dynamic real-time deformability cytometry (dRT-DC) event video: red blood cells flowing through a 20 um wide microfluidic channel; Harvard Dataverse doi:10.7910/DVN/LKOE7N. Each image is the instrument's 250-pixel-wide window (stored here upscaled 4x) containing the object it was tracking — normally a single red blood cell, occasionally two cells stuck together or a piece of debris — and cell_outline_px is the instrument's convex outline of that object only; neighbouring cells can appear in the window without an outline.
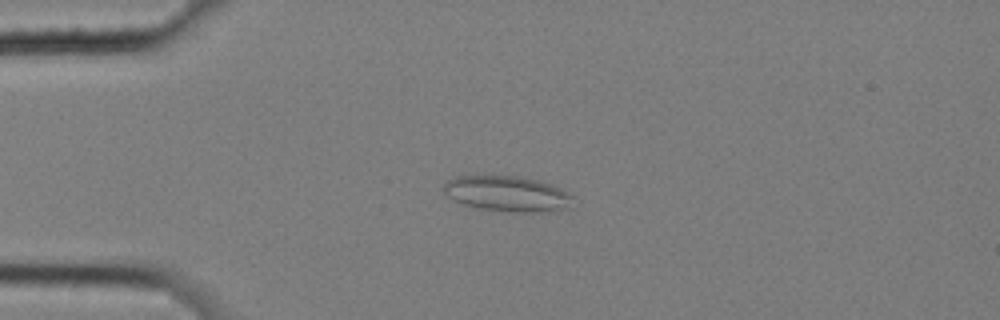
{"species": "common noctule bat (a hibernating species)", "species_latin": "Nyctalus noctula", "temperature_condition": "cold", "stored_images_in_passage": 5, "camera_frame_rate_fps": 3000, "um_per_image_px": 0.085, "animal": {"sex": "female", "body_mass_g": 25.1}, "frame": {"image": 1, "passage_image": 3, "time_ms": 0.667, "image_size_px": [1000, 320], "cell_outline_px": [[572, 208], [556, 212], [512, 212], [480, 208], [464, 204], [448, 196], [444, 192], [444, 184], [448, 180], [456, 176], [484, 172], [516, 176], [540, 180], [552, 184], [568, 192], [572, 196]], "centroid_in_image_um": [43.15, 16.43], "position_along_channel_um": 41.9, "area_um2": 27.8}}